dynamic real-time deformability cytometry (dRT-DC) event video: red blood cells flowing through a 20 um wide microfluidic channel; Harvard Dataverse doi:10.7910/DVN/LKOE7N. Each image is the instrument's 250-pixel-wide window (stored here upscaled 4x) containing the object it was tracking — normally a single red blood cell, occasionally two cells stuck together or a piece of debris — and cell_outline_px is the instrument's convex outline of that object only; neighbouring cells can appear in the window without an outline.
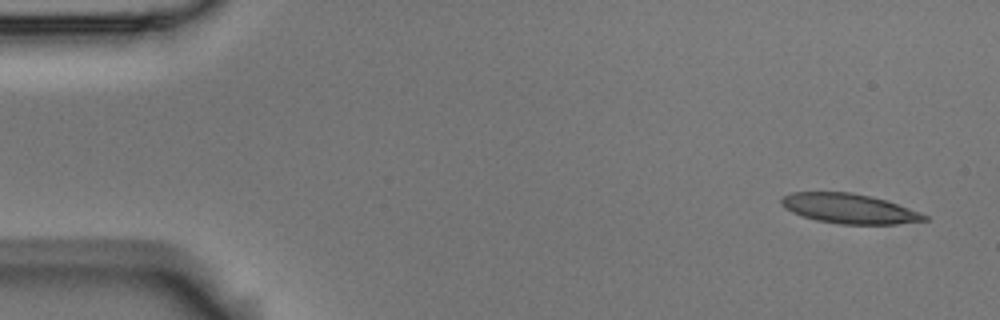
{"species": "Egyptian fruit bat (a non-hibernating species)", "species_latin": "Rousettus aegyptiacus", "temperature_condition": "room temperature", "stored_images_in_passage": 8, "camera_frame_rate_fps": 3000, "um_per_image_px": 0.085, "animal": {"sex": "male"}, "frame": {"image": 1, "passage_image": 1, "time_ms": 0.0, "image_size_px": [1000, 320], "cell_outline_px": [[928, 220], [896, 224], [840, 224], [816, 220], [792, 212], [784, 208], [780, 204], [780, 200], [784, 196], [792, 192], [852, 192], [872, 196], [896, 204], [928, 216]], "centroid_in_image_um": [72.13, 17.73], "position_along_channel_um": 12.9, "area_um2": 24.57}}
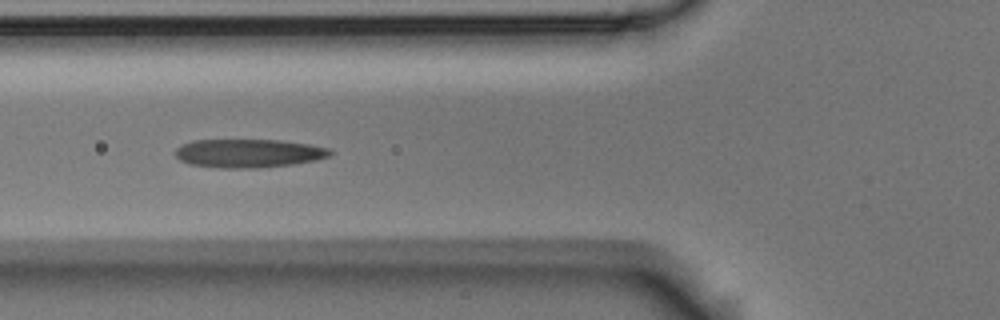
{"frame": {"image": 2, "passage_image": 6, "time_ms": 1.667, "image_size_px": [1000, 320], "cell_outline_px": [[332, 152], [328, 156], [316, 160], [292, 164], [256, 168], [220, 168], [188, 164], [180, 160], [176, 156], [176, 148], [192, 140], [280, 140], [308, 144], [328, 148]], "centroid_in_image_um": [21.1, 13.03], "position_along_channel_um": 104.7, "area_um2": 25.61}}
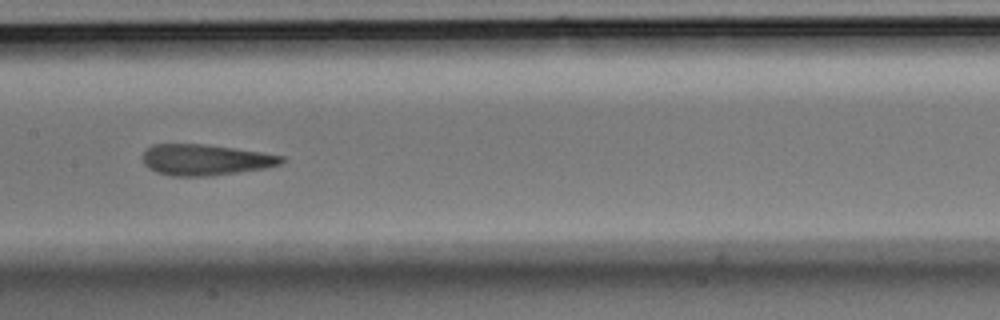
{"frame": {"image": 3, "passage_image": 8, "time_ms": 2.333, "image_size_px": [1000, 320], "cell_outline_px": [[284, 160], [280, 164], [264, 168], [212, 176], [168, 176], [156, 172], [148, 168], [144, 164], [144, 152], [152, 144], [204, 144], [260, 152], [284, 156]], "centroid_in_image_um": [17.42, 13.59], "position_along_channel_um": 190.0, "area_um2": 24.91}}